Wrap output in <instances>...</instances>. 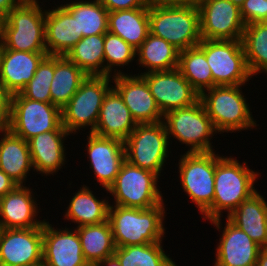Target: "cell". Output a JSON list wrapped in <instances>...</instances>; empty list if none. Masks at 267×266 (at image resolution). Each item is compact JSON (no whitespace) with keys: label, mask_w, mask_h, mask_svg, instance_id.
Segmentation results:
<instances>
[{"label":"cell","mask_w":267,"mask_h":266,"mask_svg":"<svg viewBox=\"0 0 267 266\" xmlns=\"http://www.w3.org/2000/svg\"><path fill=\"white\" fill-rule=\"evenodd\" d=\"M82 253L88 264H98L114 256L116 249L109 221L77 227Z\"/></svg>","instance_id":"31"},{"label":"cell","mask_w":267,"mask_h":266,"mask_svg":"<svg viewBox=\"0 0 267 266\" xmlns=\"http://www.w3.org/2000/svg\"><path fill=\"white\" fill-rule=\"evenodd\" d=\"M134 58H136V49L134 47L117 35L110 32L104 34V76L127 74L116 68L118 66L119 68L125 65L128 66Z\"/></svg>","instance_id":"37"},{"label":"cell","mask_w":267,"mask_h":266,"mask_svg":"<svg viewBox=\"0 0 267 266\" xmlns=\"http://www.w3.org/2000/svg\"><path fill=\"white\" fill-rule=\"evenodd\" d=\"M86 266H96L95 264H87Z\"/></svg>","instance_id":"49"},{"label":"cell","mask_w":267,"mask_h":266,"mask_svg":"<svg viewBox=\"0 0 267 266\" xmlns=\"http://www.w3.org/2000/svg\"><path fill=\"white\" fill-rule=\"evenodd\" d=\"M198 8L202 39H242L245 23L237 5L229 0H201Z\"/></svg>","instance_id":"14"},{"label":"cell","mask_w":267,"mask_h":266,"mask_svg":"<svg viewBox=\"0 0 267 266\" xmlns=\"http://www.w3.org/2000/svg\"><path fill=\"white\" fill-rule=\"evenodd\" d=\"M11 95L0 87V133L9 130Z\"/></svg>","instance_id":"41"},{"label":"cell","mask_w":267,"mask_h":266,"mask_svg":"<svg viewBox=\"0 0 267 266\" xmlns=\"http://www.w3.org/2000/svg\"><path fill=\"white\" fill-rule=\"evenodd\" d=\"M43 225L0 228V266H42Z\"/></svg>","instance_id":"13"},{"label":"cell","mask_w":267,"mask_h":266,"mask_svg":"<svg viewBox=\"0 0 267 266\" xmlns=\"http://www.w3.org/2000/svg\"><path fill=\"white\" fill-rule=\"evenodd\" d=\"M113 205L109 206L108 221L116 247L163 241L166 234L164 202L148 209Z\"/></svg>","instance_id":"2"},{"label":"cell","mask_w":267,"mask_h":266,"mask_svg":"<svg viewBox=\"0 0 267 266\" xmlns=\"http://www.w3.org/2000/svg\"><path fill=\"white\" fill-rule=\"evenodd\" d=\"M38 0H23L4 18L0 49L47 52L45 44L46 10Z\"/></svg>","instance_id":"3"},{"label":"cell","mask_w":267,"mask_h":266,"mask_svg":"<svg viewBox=\"0 0 267 266\" xmlns=\"http://www.w3.org/2000/svg\"><path fill=\"white\" fill-rule=\"evenodd\" d=\"M227 219L262 248H267V202L256 191L243 201Z\"/></svg>","instance_id":"25"},{"label":"cell","mask_w":267,"mask_h":266,"mask_svg":"<svg viewBox=\"0 0 267 266\" xmlns=\"http://www.w3.org/2000/svg\"><path fill=\"white\" fill-rule=\"evenodd\" d=\"M232 156H220L216 153L214 176V199L212 205L202 214L220 231L221 215L226 211L229 216L243 201L257 190L254 187L259 173L248 168ZM221 224V225H220Z\"/></svg>","instance_id":"1"},{"label":"cell","mask_w":267,"mask_h":266,"mask_svg":"<svg viewBox=\"0 0 267 266\" xmlns=\"http://www.w3.org/2000/svg\"><path fill=\"white\" fill-rule=\"evenodd\" d=\"M4 18L5 17L0 14V42H1V39H2V30H3Z\"/></svg>","instance_id":"47"},{"label":"cell","mask_w":267,"mask_h":266,"mask_svg":"<svg viewBox=\"0 0 267 266\" xmlns=\"http://www.w3.org/2000/svg\"><path fill=\"white\" fill-rule=\"evenodd\" d=\"M46 55L47 52L0 49V87L10 95L20 93Z\"/></svg>","instance_id":"19"},{"label":"cell","mask_w":267,"mask_h":266,"mask_svg":"<svg viewBox=\"0 0 267 266\" xmlns=\"http://www.w3.org/2000/svg\"><path fill=\"white\" fill-rule=\"evenodd\" d=\"M136 125L137 123L124 104L122 97L112 87L103 99L97 125L92 133L124 141Z\"/></svg>","instance_id":"23"},{"label":"cell","mask_w":267,"mask_h":266,"mask_svg":"<svg viewBox=\"0 0 267 266\" xmlns=\"http://www.w3.org/2000/svg\"><path fill=\"white\" fill-rule=\"evenodd\" d=\"M108 12L149 6V0H98Z\"/></svg>","instance_id":"40"},{"label":"cell","mask_w":267,"mask_h":266,"mask_svg":"<svg viewBox=\"0 0 267 266\" xmlns=\"http://www.w3.org/2000/svg\"><path fill=\"white\" fill-rule=\"evenodd\" d=\"M75 19L77 34L82 37L108 32V10L98 1H71L62 5Z\"/></svg>","instance_id":"32"},{"label":"cell","mask_w":267,"mask_h":266,"mask_svg":"<svg viewBox=\"0 0 267 266\" xmlns=\"http://www.w3.org/2000/svg\"><path fill=\"white\" fill-rule=\"evenodd\" d=\"M108 32L137 49L149 34V6L108 13Z\"/></svg>","instance_id":"27"},{"label":"cell","mask_w":267,"mask_h":266,"mask_svg":"<svg viewBox=\"0 0 267 266\" xmlns=\"http://www.w3.org/2000/svg\"><path fill=\"white\" fill-rule=\"evenodd\" d=\"M9 130L25 141L44 132L67 131L59 107L25 98L21 93L11 95Z\"/></svg>","instance_id":"11"},{"label":"cell","mask_w":267,"mask_h":266,"mask_svg":"<svg viewBox=\"0 0 267 266\" xmlns=\"http://www.w3.org/2000/svg\"><path fill=\"white\" fill-rule=\"evenodd\" d=\"M87 137L86 151L90 168L97 182L105 191H108L126 160L124 141L118 138L102 137L91 132Z\"/></svg>","instance_id":"17"},{"label":"cell","mask_w":267,"mask_h":266,"mask_svg":"<svg viewBox=\"0 0 267 266\" xmlns=\"http://www.w3.org/2000/svg\"><path fill=\"white\" fill-rule=\"evenodd\" d=\"M71 135L68 131H50L40 133L28 140L29 151L33 164V170L45 174L53 175L65 165L66 154L64 141Z\"/></svg>","instance_id":"22"},{"label":"cell","mask_w":267,"mask_h":266,"mask_svg":"<svg viewBox=\"0 0 267 266\" xmlns=\"http://www.w3.org/2000/svg\"><path fill=\"white\" fill-rule=\"evenodd\" d=\"M114 256L121 266H172L175 263L164 252L162 241L116 247Z\"/></svg>","instance_id":"36"},{"label":"cell","mask_w":267,"mask_h":266,"mask_svg":"<svg viewBox=\"0 0 267 266\" xmlns=\"http://www.w3.org/2000/svg\"><path fill=\"white\" fill-rule=\"evenodd\" d=\"M240 15L245 25L267 22V0H245L240 7Z\"/></svg>","instance_id":"39"},{"label":"cell","mask_w":267,"mask_h":266,"mask_svg":"<svg viewBox=\"0 0 267 266\" xmlns=\"http://www.w3.org/2000/svg\"><path fill=\"white\" fill-rule=\"evenodd\" d=\"M76 227L56 229L49 221L43 223L42 266H86Z\"/></svg>","instance_id":"18"},{"label":"cell","mask_w":267,"mask_h":266,"mask_svg":"<svg viewBox=\"0 0 267 266\" xmlns=\"http://www.w3.org/2000/svg\"><path fill=\"white\" fill-rule=\"evenodd\" d=\"M169 139L164 122L137 124L124 140L125 159L161 176L167 161Z\"/></svg>","instance_id":"10"},{"label":"cell","mask_w":267,"mask_h":266,"mask_svg":"<svg viewBox=\"0 0 267 266\" xmlns=\"http://www.w3.org/2000/svg\"><path fill=\"white\" fill-rule=\"evenodd\" d=\"M241 86H214L200 94V101L216 131L232 133L258 126L250 111ZM257 124V125H256Z\"/></svg>","instance_id":"4"},{"label":"cell","mask_w":267,"mask_h":266,"mask_svg":"<svg viewBox=\"0 0 267 266\" xmlns=\"http://www.w3.org/2000/svg\"><path fill=\"white\" fill-rule=\"evenodd\" d=\"M180 184L189 199L203 214L213 203L215 152L184 153L178 162Z\"/></svg>","instance_id":"12"},{"label":"cell","mask_w":267,"mask_h":266,"mask_svg":"<svg viewBox=\"0 0 267 266\" xmlns=\"http://www.w3.org/2000/svg\"><path fill=\"white\" fill-rule=\"evenodd\" d=\"M224 225L216 247L214 266H256L262 247L227 218Z\"/></svg>","instance_id":"21"},{"label":"cell","mask_w":267,"mask_h":266,"mask_svg":"<svg viewBox=\"0 0 267 266\" xmlns=\"http://www.w3.org/2000/svg\"><path fill=\"white\" fill-rule=\"evenodd\" d=\"M241 41L251 75L267 73V22L245 25Z\"/></svg>","instance_id":"34"},{"label":"cell","mask_w":267,"mask_h":266,"mask_svg":"<svg viewBox=\"0 0 267 266\" xmlns=\"http://www.w3.org/2000/svg\"><path fill=\"white\" fill-rule=\"evenodd\" d=\"M54 77V55H46L38 64L34 77L20 92L25 98L51 103L50 86Z\"/></svg>","instance_id":"38"},{"label":"cell","mask_w":267,"mask_h":266,"mask_svg":"<svg viewBox=\"0 0 267 266\" xmlns=\"http://www.w3.org/2000/svg\"><path fill=\"white\" fill-rule=\"evenodd\" d=\"M177 69L199 94L213 87L211 69L198 46L179 51Z\"/></svg>","instance_id":"35"},{"label":"cell","mask_w":267,"mask_h":266,"mask_svg":"<svg viewBox=\"0 0 267 266\" xmlns=\"http://www.w3.org/2000/svg\"><path fill=\"white\" fill-rule=\"evenodd\" d=\"M0 169L17 185H25L30 169H33L28 141L10 130L0 134Z\"/></svg>","instance_id":"26"},{"label":"cell","mask_w":267,"mask_h":266,"mask_svg":"<svg viewBox=\"0 0 267 266\" xmlns=\"http://www.w3.org/2000/svg\"><path fill=\"white\" fill-rule=\"evenodd\" d=\"M96 266H121V264L115 256H111L100 261Z\"/></svg>","instance_id":"45"},{"label":"cell","mask_w":267,"mask_h":266,"mask_svg":"<svg viewBox=\"0 0 267 266\" xmlns=\"http://www.w3.org/2000/svg\"><path fill=\"white\" fill-rule=\"evenodd\" d=\"M80 39L76 19L62 4L46 10L45 44L48 55L64 56Z\"/></svg>","instance_id":"24"},{"label":"cell","mask_w":267,"mask_h":266,"mask_svg":"<svg viewBox=\"0 0 267 266\" xmlns=\"http://www.w3.org/2000/svg\"><path fill=\"white\" fill-rule=\"evenodd\" d=\"M149 30L179 51L195 47L202 40L199 8L149 4Z\"/></svg>","instance_id":"5"},{"label":"cell","mask_w":267,"mask_h":266,"mask_svg":"<svg viewBox=\"0 0 267 266\" xmlns=\"http://www.w3.org/2000/svg\"><path fill=\"white\" fill-rule=\"evenodd\" d=\"M201 0H149L150 4L162 7L198 6Z\"/></svg>","instance_id":"42"},{"label":"cell","mask_w":267,"mask_h":266,"mask_svg":"<svg viewBox=\"0 0 267 266\" xmlns=\"http://www.w3.org/2000/svg\"><path fill=\"white\" fill-rule=\"evenodd\" d=\"M163 115L195 104L200 94L178 69L141 74Z\"/></svg>","instance_id":"15"},{"label":"cell","mask_w":267,"mask_h":266,"mask_svg":"<svg viewBox=\"0 0 267 266\" xmlns=\"http://www.w3.org/2000/svg\"><path fill=\"white\" fill-rule=\"evenodd\" d=\"M159 176L124 161L114 183L107 193L114 197V204L127 207L148 209L164 201L158 187Z\"/></svg>","instance_id":"7"},{"label":"cell","mask_w":267,"mask_h":266,"mask_svg":"<svg viewBox=\"0 0 267 266\" xmlns=\"http://www.w3.org/2000/svg\"><path fill=\"white\" fill-rule=\"evenodd\" d=\"M23 0H0V14L6 16L12 9L18 6Z\"/></svg>","instance_id":"44"},{"label":"cell","mask_w":267,"mask_h":266,"mask_svg":"<svg viewBox=\"0 0 267 266\" xmlns=\"http://www.w3.org/2000/svg\"><path fill=\"white\" fill-rule=\"evenodd\" d=\"M168 139L172 136L190 148L186 153L213 152L211 138L218 133L200 99L193 105L163 115ZM171 135V136H170Z\"/></svg>","instance_id":"6"},{"label":"cell","mask_w":267,"mask_h":266,"mask_svg":"<svg viewBox=\"0 0 267 266\" xmlns=\"http://www.w3.org/2000/svg\"><path fill=\"white\" fill-rule=\"evenodd\" d=\"M17 184L0 169V198L11 192Z\"/></svg>","instance_id":"43"},{"label":"cell","mask_w":267,"mask_h":266,"mask_svg":"<svg viewBox=\"0 0 267 266\" xmlns=\"http://www.w3.org/2000/svg\"><path fill=\"white\" fill-rule=\"evenodd\" d=\"M229 1H231L233 4L237 5L240 8L245 0H229Z\"/></svg>","instance_id":"48"},{"label":"cell","mask_w":267,"mask_h":266,"mask_svg":"<svg viewBox=\"0 0 267 266\" xmlns=\"http://www.w3.org/2000/svg\"><path fill=\"white\" fill-rule=\"evenodd\" d=\"M112 87L122 97L137 124L163 121V114L158 108L146 80L139 75L121 74L112 77Z\"/></svg>","instance_id":"16"},{"label":"cell","mask_w":267,"mask_h":266,"mask_svg":"<svg viewBox=\"0 0 267 266\" xmlns=\"http://www.w3.org/2000/svg\"><path fill=\"white\" fill-rule=\"evenodd\" d=\"M89 186L83 185L69 202L64 219L70 220L81 227L97 225L108 220L110 203L106 199H97Z\"/></svg>","instance_id":"28"},{"label":"cell","mask_w":267,"mask_h":266,"mask_svg":"<svg viewBox=\"0 0 267 266\" xmlns=\"http://www.w3.org/2000/svg\"><path fill=\"white\" fill-rule=\"evenodd\" d=\"M65 56L88 76H104V34L82 37Z\"/></svg>","instance_id":"33"},{"label":"cell","mask_w":267,"mask_h":266,"mask_svg":"<svg viewBox=\"0 0 267 266\" xmlns=\"http://www.w3.org/2000/svg\"><path fill=\"white\" fill-rule=\"evenodd\" d=\"M197 46L205 53L213 87L245 85L251 80L241 40L202 39Z\"/></svg>","instance_id":"9"},{"label":"cell","mask_w":267,"mask_h":266,"mask_svg":"<svg viewBox=\"0 0 267 266\" xmlns=\"http://www.w3.org/2000/svg\"><path fill=\"white\" fill-rule=\"evenodd\" d=\"M17 185L11 192L0 198V228H34L40 227L45 219L39 220L38 204L33 189Z\"/></svg>","instance_id":"20"},{"label":"cell","mask_w":267,"mask_h":266,"mask_svg":"<svg viewBox=\"0 0 267 266\" xmlns=\"http://www.w3.org/2000/svg\"><path fill=\"white\" fill-rule=\"evenodd\" d=\"M256 266H267V248H262L260 250Z\"/></svg>","instance_id":"46"},{"label":"cell","mask_w":267,"mask_h":266,"mask_svg":"<svg viewBox=\"0 0 267 266\" xmlns=\"http://www.w3.org/2000/svg\"><path fill=\"white\" fill-rule=\"evenodd\" d=\"M138 65L150 72L170 71L177 69L179 50L163 38L149 32L146 40L136 49Z\"/></svg>","instance_id":"29"},{"label":"cell","mask_w":267,"mask_h":266,"mask_svg":"<svg viewBox=\"0 0 267 266\" xmlns=\"http://www.w3.org/2000/svg\"><path fill=\"white\" fill-rule=\"evenodd\" d=\"M111 76H87L80 84L77 92L61 109L62 125L72 134L78 130L91 128L93 132L97 125L103 99L112 88Z\"/></svg>","instance_id":"8"},{"label":"cell","mask_w":267,"mask_h":266,"mask_svg":"<svg viewBox=\"0 0 267 266\" xmlns=\"http://www.w3.org/2000/svg\"><path fill=\"white\" fill-rule=\"evenodd\" d=\"M87 76L65 55H54V77L50 86L51 103L62 109Z\"/></svg>","instance_id":"30"}]
</instances>
